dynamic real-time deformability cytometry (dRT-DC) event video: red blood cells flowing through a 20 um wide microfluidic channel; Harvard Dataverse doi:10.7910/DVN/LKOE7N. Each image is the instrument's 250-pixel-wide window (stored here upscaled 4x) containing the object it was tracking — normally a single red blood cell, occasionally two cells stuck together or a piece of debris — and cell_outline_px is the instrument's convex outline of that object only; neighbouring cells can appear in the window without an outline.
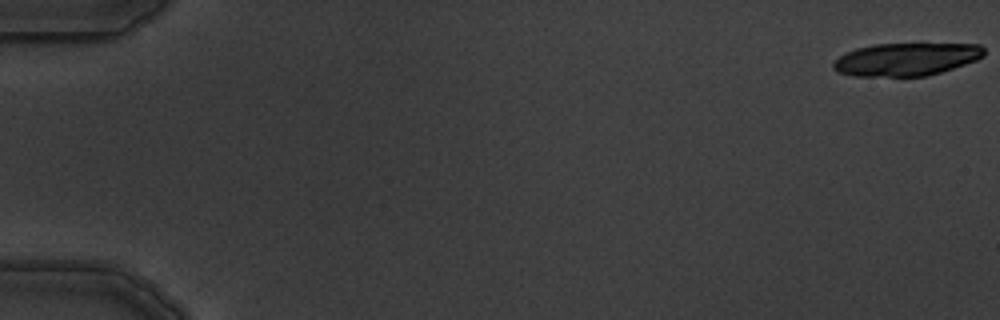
{"species": "common noctule bat (a hibernating species)", "species_latin": "Nyctalus noctula", "temperature_condition": "warm", "stored_images_in_passage": 6, "camera_frame_rate_fps": 3000, "um_per_image_px": 0.085, "animal": {"sex": "male", "body_mass_g": 19.5, "forearm_length_mm": 54.6}, "frame": {"image": 1, "passage_image": 1, "time_ms": 0.0, "image_size_px": [1000, 320], "cell_outline_px": [[984, 56], [976, 60], [928, 76], [852, 76], [836, 72], [832, 68], [832, 64], [840, 56], [856, 48], [872, 44], [920, 40], [980, 44], [984, 48]], "centroid_in_image_um": [77.08, 4.97], "position_along_channel_um": 7.9, "area_um2": 30.35}}